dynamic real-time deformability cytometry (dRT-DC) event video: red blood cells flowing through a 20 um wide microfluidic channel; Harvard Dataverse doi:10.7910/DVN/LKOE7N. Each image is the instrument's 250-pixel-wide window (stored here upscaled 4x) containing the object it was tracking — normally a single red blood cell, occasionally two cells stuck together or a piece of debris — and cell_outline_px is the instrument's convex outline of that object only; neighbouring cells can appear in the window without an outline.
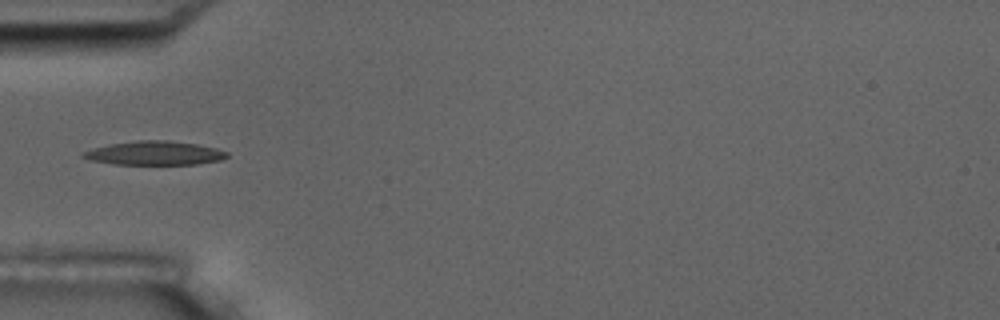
{"species": "common noctule bat (a hibernating species)", "species_latin": "Nyctalus noctula", "temperature_condition": "room temperature", "stored_images_in_passage": 6, "camera_frame_rate_fps": 3000, "um_per_image_px": 0.085, "animal": {"sex": "male", "body_mass_g": 17.5, "forearm_length_mm": 52.3}, "frame": {"image": 1, "passage_image": 6, "time_ms": 5.667, "image_size_px": [1000, 320], "cell_outline_px": [[228, 156], [220, 160], [196, 164], [112, 164], [92, 160], [80, 156], [80, 152], [92, 148], [112, 144], [136, 140], [168, 140], [196, 144], [216, 148], [228, 152]], "centroid_in_image_um": [13.11, 13.01], "position_along_channel_um": 71.9, "area_um2": 19.94}}